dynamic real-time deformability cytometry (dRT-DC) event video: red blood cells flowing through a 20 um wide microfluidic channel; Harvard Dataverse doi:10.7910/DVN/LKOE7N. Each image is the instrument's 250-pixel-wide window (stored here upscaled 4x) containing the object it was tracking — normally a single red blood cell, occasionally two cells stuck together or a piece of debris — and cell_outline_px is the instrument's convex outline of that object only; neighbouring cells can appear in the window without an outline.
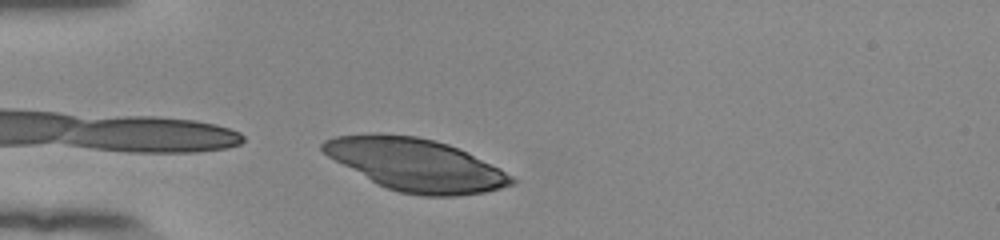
{"species": "human", "species_latin": "Homo sapiens", "temperature_condition": "room temperature", "stored_images_in_passage": 26, "camera_frame_rate_fps": 3000, "um_per_image_px": 0.085, "donor": {"sex": "female"}, "frame": {"image": 1, "passage_image": 1, "time_ms": 0.0, "image_size_px": [1000, 240], "cell_outline_px": [[516, 184], [484, 192], [456, 196], [420, 196], [400, 192], [388, 188], [372, 180], [328, 156], [320, 148], [320, 144], [324, 140], [336, 136], [380, 132], [416, 136], [448, 144], [468, 152], [500, 168], [512, 176], [516, 180]], "centroid_in_image_um": [35.37, 13.99], "position_along_channel_um": 49.6, "area_um2": 57.34}}